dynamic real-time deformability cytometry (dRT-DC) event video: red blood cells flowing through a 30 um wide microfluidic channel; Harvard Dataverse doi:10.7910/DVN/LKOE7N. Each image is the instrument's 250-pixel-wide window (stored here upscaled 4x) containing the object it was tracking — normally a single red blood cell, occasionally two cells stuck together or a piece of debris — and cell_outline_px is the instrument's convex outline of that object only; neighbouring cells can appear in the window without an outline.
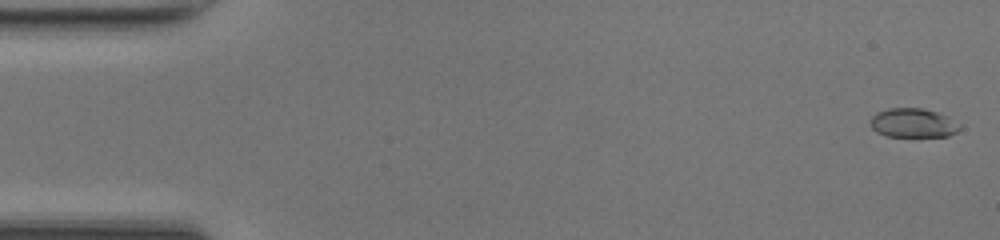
{"species": "common noctule bat (a hibernating species)", "species_latin": "Nyctalus noctula", "temperature_condition": "room temperature", "stored_images_in_passage": 49, "camera_frame_rate_fps": 3000, "um_per_image_px": 0.085, "animal": {"sex": "female", "body_mass_g": 17.0, "forearm_length_mm": 48.0}, "frame": {"image": 1, "passage_image": 1, "time_ms": 0.0, "image_size_px": [1000, 240], "cell_outline_px": [[960, 128], [956, 132], [948, 136], [888, 136], [876, 132], [872, 128], [872, 116], [876, 112], [888, 108], [920, 108], [936, 112], [948, 116], [960, 124]], "centroid_in_image_um": [77.62, 10.45], "position_along_channel_um": 7.4, "area_um2": 15.03}}
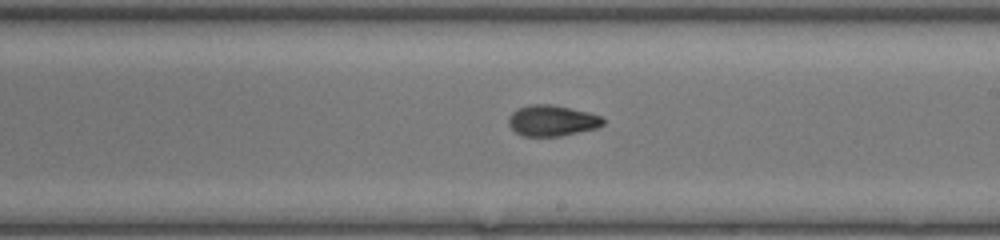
{"frame": {"image": 2, "passage_image": 28, "time_ms": 9.0, "image_size_px": [1000, 240], "cell_outline_px": [[604, 124], [596, 128], [560, 136], [524, 136], [516, 132], [508, 124], [508, 120], [512, 112], [520, 108], [532, 104], [552, 104], [588, 112], [600, 116], [604, 120]], "centroid_in_image_um": [46.92, 10.25], "position_along_channel_um": 242.1, "area_um2": 16.82}}
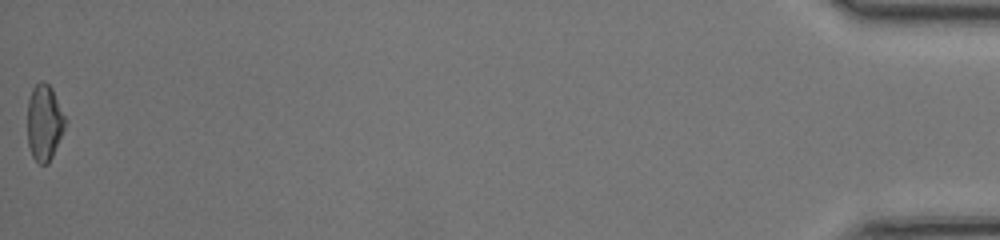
{"frame": {"image": 3, "passage_image": 49, "time_ms": 16.0, "image_size_px": [1000, 240], "cell_outline_px": [[68, 120], [52, 156], [48, 164], [40, 164], [32, 156], [28, 144], [28, 100], [32, 88], [40, 80], [44, 80], [52, 88]], "centroid_in_image_um": [3.78, 10.38], "position_along_channel_um": 431.4, "area_um2": 16.88}, "authors_computed_cell_mechanics": {"area_um2": 16.5886, "velocity_mm_per_s": 4.2583, "shape_relaxation_time_tau1_ms": 4.0005, "shape_relaxation_time_tau2_ms": 1.8648, "deformation_change_tau1": 0.1681, "deformation_change_tau2": 0.0775}}